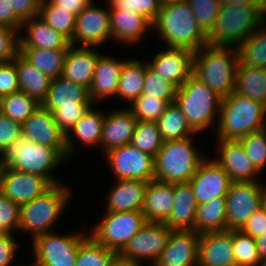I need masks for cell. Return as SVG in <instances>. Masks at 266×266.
<instances>
[{
	"label": "cell",
	"instance_id": "obj_1",
	"mask_svg": "<svg viewBox=\"0 0 266 266\" xmlns=\"http://www.w3.org/2000/svg\"><path fill=\"white\" fill-rule=\"evenodd\" d=\"M152 32L167 48H185L197 52L207 44V33L197 22L189 3H164L152 22Z\"/></svg>",
	"mask_w": 266,
	"mask_h": 266
},
{
	"label": "cell",
	"instance_id": "obj_2",
	"mask_svg": "<svg viewBox=\"0 0 266 266\" xmlns=\"http://www.w3.org/2000/svg\"><path fill=\"white\" fill-rule=\"evenodd\" d=\"M266 128V106L233 91L222 98L215 140H239Z\"/></svg>",
	"mask_w": 266,
	"mask_h": 266
},
{
	"label": "cell",
	"instance_id": "obj_3",
	"mask_svg": "<svg viewBox=\"0 0 266 266\" xmlns=\"http://www.w3.org/2000/svg\"><path fill=\"white\" fill-rule=\"evenodd\" d=\"M262 6L263 4L221 5L215 22L207 33V44L237 47L266 21Z\"/></svg>",
	"mask_w": 266,
	"mask_h": 266
},
{
	"label": "cell",
	"instance_id": "obj_4",
	"mask_svg": "<svg viewBox=\"0 0 266 266\" xmlns=\"http://www.w3.org/2000/svg\"><path fill=\"white\" fill-rule=\"evenodd\" d=\"M67 184L53 185L47 192L20 206L19 233H27L31 241L41 234L54 232L65 208L73 198Z\"/></svg>",
	"mask_w": 266,
	"mask_h": 266
},
{
	"label": "cell",
	"instance_id": "obj_5",
	"mask_svg": "<svg viewBox=\"0 0 266 266\" xmlns=\"http://www.w3.org/2000/svg\"><path fill=\"white\" fill-rule=\"evenodd\" d=\"M65 161L67 160L55 148L34 143L23 135L0 154V163L3 167L45 177L53 185L62 184L55 173Z\"/></svg>",
	"mask_w": 266,
	"mask_h": 266
},
{
	"label": "cell",
	"instance_id": "obj_6",
	"mask_svg": "<svg viewBox=\"0 0 266 266\" xmlns=\"http://www.w3.org/2000/svg\"><path fill=\"white\" fill-rule=\"evenodd\" d=\"M221 102L222 97L193 74L176 89L174 97V104L197 134L217 127Z\"/></svg>",
	"mask_w": 266,
	"mask_h": 266
},
{
	"label": "cell",
	"instance_id": "obj_7",
	"mask_svg": "<svg viewBox=\"0 0 266 266\" xmlns=\"http://www.w3.org/2000/svg\"><path fill=\"white\" fill-rule=\"evenodd\" d=\"M238 63L236 47L206 45L194 52L192 74L224 98L235 89Z\"/></svg>",
	"mask_w": 266,
	"mask_h": 266
},
{
	"label": "cell",
	"instance_id": "obj_8",
	"mask_svg": "<svg viewBox=\"0 0 266 266\" xmlns=\"http://www.w3.org/2000/svg\"><path fill=\"white\" fill-rule=\"evenodd\" d=\"M194 138L163 142L154 157V179L168 183L188 182L191 179L200 163L208 157L200 147L196 148Z\"/></svg>",
	"mask_w": 266,
	"mask_h": 266
},
{
	"label": "cell",
	"instance_id": "obj_9",
	"mask_svg": "<svg viewBox=\"0 0 266 266\" xmlns=\"http://www.w3.org/2000/svg\"><path fill=\"white\" fill-rule=\"evenodd\" d=\"M62 234L54 231L36 236L32 240L34 258L30 264L33 266H75L78 248L89 236V232L80 229L76 232L67 231Z\"/></svg>",
	"mask_w": 266,
	"mask_h": 266
},
{
	"label": "cell",
	"instance_id": "obj_10",
	"mask_svg": "<svg viewBox=\"0 0 266 266\" xmlns=\"http://www.w3.org/2000/svg\"><path fill=\"white\" fill-rule=\"evenodd\" d=\"M102 215L96 224L87 227L89 235L117 254L147 222L142 211L104 212Z\"/></svg>",
	"mask_w": 266,
	"mask_h": 266
},
{
	"label": "cell",
	"instance_id": "obj_11",
	"mask_svg": "<svg viewBox=\"0 0 266 266\" xmlns=\"http://www.w3.org/2000/svg\"><path fill=\"white\" fill-rule=\"evenodd\" d=\"M171 231L164 223L146 222L118 257L136 266H144L146 262L145 266L154 265L164 250Z\"/></svg>",
	"mask_w": 266,
	"mask_h": 266
},
{
	"label": "cell",
	"instance_id": "obj_12",
	"mask_svg": "<svg viewBox=\"0 0 266 266\" xmlns=\"http://www.w3.org/2000/svg\"><path fill=\"white\" fill-rule=\"evenodd\" d=\"M102 157L115 180L150 182L154 179V157L131 143L111 149Z\"/></svg>",
	"mask_w": 266,
	"mask_h": 266
},
{
	"label": "cell",
	"instance_id": "obj_13",
	"mask_svg": "<svg viewBox=\"0 0 266 266\" xmlns=\"http://www.w3.org/2000/svg\"><path fill=\"white\" fill-rule=\"evenodd\" d=\"M107 4L105 9L93 3L76 16L71 45L100 48L107 41H112L110 7L108 2Z\"/></svg>",
	"mask_w": 266,
	"mask_h": 266
},
{
	"label": "cell",
	"instance_id": "obj_14",
	"mask_svg": "<svg viewBox=\"0 0 266 266\" xmlns=\"http://www.w3.org/2000/svg\"><path fill=\"white\" fill-rule=\"evenodd\" d=\"M260 207V181L232 182L226 195L227 230H240Z\"/></svg>",
	"mask_w": 266,
	"mask_h": 266
},
{
	"label": "cell",
	"instance_id": "obj_15",
	"mask_svg": "<svg viewBox=\"0 0 266 266\" xmlns=\"http://www.w3.org/2000/svg\"><path fill=\"white\" fill-rule=\"evenodd\" d=\"M188 182L197 205L218 197H226L232 183L229 174L210 156L200 163Z\"/></svg>",
	"mask_w": 266,
	"mask_h": 266
},
{
	"label": "cell",
	"instance_id": "obj_16",
	"mask_svg": "<svg viewBox=\"0 0 266 266\" xmlns=\"http://www.w3.org/2000/svg\"><path fill=\"white\" fill-rule=\"evenodd\" d=\"M53 184L45 177L3 167L0 191L13 202L28 203L47 192Z\"/></svg>",
	"mask_w": 266,
	"mask_h": 266
},
{
	"label": "cell",
	"instance_id": "obj_17",
	"mask_svg": "<svg viewBox=\"0 0 266 266\" xmlns=\"http://www.w3.org/2000/svg\"><path fill=\"white\" fill-rule=\"evenodd\" d=\"M22 135L34 143L55 148L66 160V134L60 129L53 112L40 105L34 113L22 123Z\"/></svg>",
	"mask_w": 266,
	"mask_h": 266
},
{
	"label": "cell",
	"instance_id": "obj_18",
	"mask_svg": "<svg viewBox=\"0 0 266 266\" xmlns=\"http://www.w3.org/2000/svg\"><path fill=\"white\" fill-rule=\"evenodd\" d=\"M164 48L146 61L154 72L179 88L192 75L194 52L185 48Z\"/></svg>",
	"mask_w": 266,
	"mask_h": 266
},
{
	"label": "cell",
	"instance_id": "obj_19",
	"mask_svg": "<svg viewBox=\"0 0 266 266\" xmlns=\"http://www.w3.org/2000/svg\"><path fill=\"white\" fill-rule=\"evenodd\" d=\"M213 157L229 174L232 182L260 181L261 174L253 165L239 140H216Z\"/></svg>",
	"mask_w": 266,
	"mask_h": 266
},
{
	"label": "cell",
	"instance_id": "obj_20",
	"mask_svg": "<svg viewBox=\"0 0 266 266\" xmlns=\"http://www.w3.org/2000/svg\"><path fill=\"white\" fill-rule=\"evenodd\" d=\"M199 239L195 230H172L154 266H197Z\"/></svg>",
	"mask_w": 266,
	"mask_h": 266
},
{
	"label": "cell",
	"instance_id": "obj_21",
	"mask_svg": "<svg viewBox=\"0 0 266 266\" xmlns=\"http://www.w3.org/2000/svg\"><path fill=\"white\" fill-rule=\"evenodd\" d=\"M113 109L106 112L103 123L99 147L103 155L111 149L130 144L138 121L128 107Z\"/></svg>",
	"mask_w": 266,
	"mask_h": 266
},
{
	"label": "cell",
	"instance_id": "obj_22",
	"mask_svg": "<svg viewBox=\"0 0 266 266\" xmlns=\"http://www.w3.org/2000/svg\"><path fill=\"white\" fill-rule=\"evenodd\" d=\"M197 266H236L232 230L200 233Z\"/></svg>",
	"mask_w": 266,
	"mask_h": 266
},
{
	"label": "cell",
	"instance_id": "obj_23",
	"mask_svg": "<svg viewBox=\"0 0 266 266\" xmlns=\"http://www.w3.org/2000/svg\"><path fill=\"white\" fill-rule=\"evenodd\" d=\"M128 58L119 59L101 54L95 65V73L89 88V96L94 104L108 98H116L120 73Z\"/></svg>",
	"mask_w": 266,
	"mask_h": 266
},
{
	"label": "cell",
	"instance_id": "obj_24",
	"mask_svg": "<svg viewBox=\"0 0 266 266\" xmlns=\"http://www.w3.org/2000/svg\"><path fill=\"white\" fill-rule=\"evenodd\" d=\"M95 105L93 104L66 134V150L69 159L76 154L77 149L75 147L77 144L88 149L89 147L94 149V146H100L106 111L96 110Z\"/></svg>",
	"mask_w": 266,
	"mask_h": 266
},
{
	"label": "cell",
	"instance_id": "obj_25",
	"mask_svg": "<svg viewBox=\"0 0 266 266\" xmlns=\"http://www.w3.org/2000/svg\"><path fill=\"white\" fill-rule=\"evenodd\" d=\"M112 43L120 45L140 44L145 34L152 30V23L139 13L110 9Z\"/></svg>",
	"mask_w": 266,
	"mask_h": 266
},
{
	"label": "cell",
	"instance_id": "obj_26",
	"mask_svg": "<svg viewBox=\"0 0 266 266\" xmlns=\"http://www.w3.org/2000/svg\"><path fill=\"white\" fill-rule=\"evenodd\" d=\"M97 50L96 47L70 45L65 56L62 77L89 89L94 78L96 62L101 55Z\"/></svg>",
	"mask_w": 266,
	"mask_h": 266
},
{
	"label": "cell",
	"instance_id": "obj_27",
	"mask_svg": "<svg viewBox=\"0 0 266 266\" xmlns=\"http://www.w3.org/2000/svg\"><path fill=\"white\" fill-rule=\"evenodd\" d=\"M93 104L87 87L61 76L51 79L49 91L41 105L54 112L58 107H91Z\"/></svg>",
	"mask_w": 266,
	"mask_h": 266
},
{
	"label": "cell",
	"instance_id": "obj_28",
	"mask_svg": "<svg viewBox=\"0 0 266 266\" xmlns=\"http://www.w3.org/2000/svg\"><path fill=\"white\" fill-rule=\"evenodd\" d=\"M106 195L105 212L141 211L148 182L139 180H114Z\"/></svg>",
	"mask_w": 266,
	"mask_h": 266
},
{
	"label": "cell",
	"instance_id": "obj_29",
	"mask_svg": "<svg viewBox=\"0 0 266 266\" xmlns=\"http://www.w3.org/2000/svg\"><path fill=\"white\" fill-rule=\"evenodd\" d=\"M20 34V48L69 49L70 41L57 32L39 16L24 21ZM26 33V34H25Z\"/></svg>",
	"mask_w": 266,
	"mask_h": 266
},
{
	"label": "cell",
	"instance_id": "obj_30",
	"mask_svg": "<svg viewBox=\"0 0 266 266\" xmlns=\"http://www.w3.org/2000/svg\"><path fill=\"white\" fill-rule=\"evenodd\" d=\"M174 204V183L152 179L145 191L142 212L147 222L164 223Z\"/></svg>",
	"mask_w": 266,
	"mask_h": 266
},
{
	"label": "cell",
	"instance_id": "obj_31",
	"mask_svg": "<svg viewBox=\"0 0 266 266\" xmlns=\"http://www.w3.org/2000/svg\"><path fill=\"white\" fill-rule=\"evenodd\" d=\"M197 202L189 182L174 183V204L164 222L171 230H194Z\"/></svg>",
	"mask_w": 266,
	"mask_h": 266
},
{
	"label": "cell",
	"instance_id": "obj_32",
	"mask_svg": "<svg viewBox=\"0 0 266 266\" xmlns=\"http://www.w3.org/2000/svg\"><path fill=\"white\" fill-rule=\"evenodd\" d=\"M20 91L42 104L49 91L51 79L30 63L21 53L15 58Z\"/></svg>",
	"mask_w": 266,
	"mask_h": 266
},
{
	"label": "cell",
	"instance_id": "obj_33",
	"mask_svg": "<svg viewBox=\"0 0 266 266\" xmlns=\"http://www.w3.org/2000/svg\"><path fill=\"white\" fill-rule=\"evenodd\" d=\"M146 74V61L128 58L122 67L116 97L127 102V107L138 98L143 91Z\"/></svg>",
	"mask_w": 266,
	"mask_h": 266
},
{
	"label": "cell",
	"instance_id": "obj_34",
	"mask_svg": "<svg viewBox=\"0 0 266 266\" xmlns=\"http://www.w3.org/2000/svg\"><path fill=\"white\" fill-rule=\"evenodd\" d=\"M234 91L266 106V68L238 64Z\"/></svg>",
	"mask_w": 266,
	"mask_h": 266
},
{
	"label": "cell",
	"instance_id": "obj_35",
	"mask_svg": "<svg viewBox=\"0 0 266 266\" xmlns=\"http://www.w3.org/2000/svg\"><path fill=\"white\" fill-rule=\"evenodd\" d=\"M194 230L198 233L227 230L226 197L197 205Z\"/></svg>",
	"mask_w": 266,
	"mask_h": 266
},
{
	"label": "cell",
	"instance_id": "obj_36",
	"mask_svg": "<svg viewBox=\"0 0 266 266\" xmlns=\"http://www.w3.org/2000/svg\"><path fill=\"white\" fill-rule=\"evenodd\" d=\"M68 49L20 48V53L50 79L61 77Z\"/></svg>",
	"mask_w": 266,
	"mask_h": 266
},
{
	"label": "cell",
	"instance_id": "obj_37",
	"mask_svg": "<svg viewBox=\"0 0 266 266\" xmlns=\"http://www.w3.org/2000/svg\"><path fill=\"white\" fill-rule=\"evenodd\" d=\"M236 49L238 64L266 68V21Z\"/></svg>",
	"mask_w": 266,
	"mask_h": 266
},
{
	"label": "cell",
	"instance_id": "obj_38",
	"mask_svg": "<svg viewBox=\"0 0 266 266\" xmlns=\"http://www.w3.org/2000/svg\"><path fill=\"white\" fill-rule=\"evenodd\" d=\"M156 122L163 142L197 135L174 102L167 106L164 114Z\"/></svg>",
	"mask_w": 266,
	"mask_h": 266
},
{
	"label": "cell",
	"instance_id": "obj_39",
	"mask_svg": "<svg viewBox=\"0 0 266 266\" xmlns=\"http://www.w3.org/2000/svg\"><path fill=\"white\" fill-rule=\"evenodd\" d=\"M39 17L57 32L72 41L76 16L65 9H60L51 0H42Z\"/></svg>",
	"mask_w": 266,
	"mask_h": 266
},
{
	"label": "cell",
	"instance_id": "obj_40",
	"mask_svg": "<svg viewBox=\"0 0 266 266\" xmlns=\"http://www.w3.org/2000/svg\"><path fill=\"white\" fill-rule=\"evenodd\" d=\"M40 105L34 98L19 90L1 97L0 112L22 124Z\"/></svg>",
	"mask_w": 266,
	"mask_h": 266
},
{
	"label": "cell",
	"instance_id": "obj_41",
	"mask_svg": "<svg viewBox=\"0 0 266 266\" xmlns=\"http://www.w3.org/2000/svg\"><path fill=\"white\" fill-rule=\"evenodd\" d=\"M117 257L116 252L97 243L89 235L78 248L75 266H110Z\"/></svg>",
	"mask_w": 266,
	"mask_h": 266
},
{
	"label": "cell",
	"instance_id": "obj_42",
	"mask_svg": "<svg viewBox=\"0 0 266 266\" xmlns=\"http://www.w3.org/2000/svg\"><path fill=\"white\" fill-rule=\"evenodd\" d=\"M131 144L155 157L163 144L157 122L137 121Z\"/></svg>",
	"mask_w": 266,
	"mask_h": 266
},
{
	"label": "cell",
	"instance_id": "obj_43",
	"mask_svg": "<svg viewBox=\"0 0 266 266\" xmlns=\"http://www.w3.org/2000/svg\"><path fill=\"white\" fill-rule=\"evenodd\" d=\"M232 244L236 266H262L257 243L252 236L241 230H232Z\"/></svg>",
	"mask_w": 266,
	"mask_h": 266
},
{
	"label": "cell",
	"instance_id": "obj_44",
	"mask_svg": "<svg viewBox=\"0 0 266 266\" xmlns=\"http://www.w3.org/2000/svg\"><path fill=\"white\" fill-rule=\"evenodd\" d=\"M169 103L156 97L141 94L128 108L138 121H157L165 112Z\"/></svg>",
	"mask_w": 266,
	"mask_h": 266
},
{
	"label": "cell",
	"instance_id": "obj_45",
	"mask_svg": "<svg viewBox=\"0 0 266 266\" xmlns=\"http://www.w3.org/2000/svg\"><path fill=\"white\" fill-rule=\"evenodd\" d=\"M176 87L154 72L146 61V74L142 94L147 97H156L169 104L174 102Z\"/></svg>",
	"mask_w": 266,
	"mask_h": 266
},
{
	"label": "cell",
	"instance_id": "obj_46",
	"mask_svg": "<svg viewBox=\"0 0 266 266\" xmlns=\"http://www.w3.org/2000/svg\"><path fill=\"white\" fill-rule=\"evenodd\" d=\"M255 168L261 173L266 169V128L239 139Z\"/></svg>",
	"mask_w": 266,
	"mask_h": 266
},
{
	"label": "cell",
	"instance_id": "obj_47",
	"mask_svg": "<svg viewBox=\"0 0 266 266\" xmlns=\"http://www.w3.org/2000/svg\"><path fill=\"white\" fill-rule=\"evenodd\" d=\"M110 9L139 13L145 16L151 23L157 17L162 3L160 0H106Z\"/></svg>",
	"mask_w": 266,
	"mask_h": 266
},
{
	"label": "cell",
	"instance_id": "obj_48",
	"mask_svg": "<svg viewBox=\"0 0 266 266\" xmlns=\"http://www.w3.org/2000/svg\"><path fill=\"white\" fill-rule=\"evenodd\" d=\"M201 28L208 33L220 9L219 0H186Z\"/></svg>",
	"mask_w": 266,
	"mask_h": 266
},
{
	"label": "cell",
	"instance_id": "obj_49",
	"mask_svg": "<svg viewBox=\"0 0 266 266\" xmlns=\"http://www.w3.org/2000/svg\"><path fill=\"white\" fill-rule=\"evenodd\" d=\"M20 30L0 26V62L14 60L20 53Z\"/></svg>",
	"mask_w": 266,
	"mask_h": 266
},
{
	"label": "cell",
	"instance_id": "obj_50",
	"mask_svg": "<svg viewBox=\"0 0 266 266\" xmlns=\"http://www.w3.org/2000/svg\"><path fill=\"white\" fill-rule=\"evenodd\" d=\"M20 205L10 200L0 191V226L7 232L18 233Z\"/></svg>",
	"mask_w": 266,
	"mask_h": 266
},
{
	"label": "cell",
	"instance_id": "obj_51",
	"mask_svg": "<svg viewBox=\"0 0 266 266\" xmlns=\"http://www.w3.org/2000/svg\"><path fill=\"white\" fill-rule=\"evenodd\" d=\"M90 107H58L53 117L60 129L67 134Z\"/></svg>",
	"mask_w": 266,
	"mask_h": 266
},
{
	"label": "cell",
	"instance_id": "obj_52",
	"mask_svg": "<svg viewBox=\"0 0 266 266\" xmlns=\"http://www.w3.org/2000/svg\"><path fill=\"white\" fill-rule=\"evenodd\" d=\"M19 90L15 59L9 62H0V97Z\"/></svg>",
	"mask_w": 266,
	"mask_h": 266
},
{
	"label": "cell",
	"instance_id": "obj_53",
	"mask_svg": "<svg viewBox=\"0 0 266 266\" xmlns=\"http://www.w3.org/2000/svg\"><path fill=\"white\" fill-rule=\"evenodd\" d=\"M22 135V124L0 112V154Z\"/></svg>",
	"mask_w": 266,
	"mask_h": 266
},
{
	"label": "cell",
	"instance_id": "obj_54",
	"mask_svg": "<svg viewBox=\"0 0 266 266\" xmlns=\"http://www.w3.org/2000/svg\"><path fill=\"white\" fill-rule=\"evenodd\" d=\"M17 240L16 235L11 233L0 236V266H21L17 263L13 265L17 256L16 252L19 250L18 248L23 246Z\"/></svg>",
	"mask_w": 266,
	"mask_h": 266
},
{
	"label": "cell",
	"instance_id": "obj_55",
	"mask_svg": "<svg viewBox=\"0 0 266 266\" xmlns=\"http://www.w3.org/2000/svg\"><path fill=\"white\" fill-rule=\"evenodd\" d=\"M16 15L24 22L32 17L39 16L42 0H9Z\"/></svg>",
	"mask_w": 266,
	"mask_h": 266
},
{
	"label": "cell",
	"instance_id": "obj_56",
	"mask_svg": "<svg viewBox=\"0 0 266 266\" xmlns=\"http://www.w3.org/2000/svg\"><path fill=\"white\" fill-rule=\"evenodd\" d=\"M240 230L254 239L261 236L266 232V211L260 207Z\"/></svg>",
	"mask_w": 266,
	"mask_h": 266
},
{
	"label": "cell",
	"instance_id": "obj_57",
	"mask_svg": "<svg viewBox=\"0 0 266 266\" xmlns=\"http://www.w3.org/2000/svg\"><path fill=\"white\" fill-rule=\"evenodd\" d=\"M23 21L16 15L9 0H0V26L13 27L20 30Z\"/></svg>",
	"mask_w": 266,
	"mask_h": 266
},
{
	"label": "cell",
	"instance_id": "obj_58",
	"mask_svg": "<svg viewBox=\"0 0 266 266\" xmlns=\"http://www.w3.org/2000/svg\"><path fill=\"white\" fill-rule=\"evenodd\" d=\"M60 9L68 10L77 16L86 6L94 3L93 0H51Z\"/></svg>",
	"mask_w": 266,
	"mask_h": 266
},
{
	"label": "cell",
	"instance_id": "obj_59",
	"mask_svg": "<svg viewBox=\"0 0 266 266\" xmlns=\"http://www.w3.org/2000/svg\"><path fill=\"white\" fill-rule=\"evenodd\" d=\"M255 240L257 243L260 259L264 263L266 261V232L262 233L261 236L255 238Z\"/></svg>",
	"mask_w": 266,
	"mask_h": 266
},
{
	"label": "cell",
	"instance_id": "obj_60",
	"mask_svg": "<svg viewBox=\"0 0 266 266\" xmlns=\"http://www.w3.org/2000/svg\"><path fill=\"white\" fill-rule=\"evenodd\" d=\"M221 5L227 4H263V0H219Z\"/></svg>",
	"mask_w": 266,
	"mask_h": 266
},
{
	"label": "cell",
	"instance_id": "obj_61",
	"mask_svg": "<svg viewBox=\"0 0 266 266\" xmlns=\"http://www.w3.org/2000/svg\"><path fill=\"white\" fill-rule=\"evenodd\" d=\"M260 187H261V208L266 211V183L262 182V180H260Z\"/></svg>",
	"mask_w": 266,
	"mask_h": 266
},
{
	"label": "cell",
	"instance_id": "obj_62",
	"mask_svg": "<svg viewBox=\"0 0 266 266\" xmlns=\"http://www.w3.org/2000/svg\"><path fill=\"white\" fill-rule=\"evenodd\" d=\"M110 266H136L131 263H128L127 261L121 260L119 257H117Z\"/></svg>",
	"mask_w": 266,
	"mask_h": 266
},
{
	"label": "cell",
	"instance_id": "obj_63",
	"mask_svg": "<svg viewBox=\"0 0 266 266\" xmlns=\"http://www.w3.org/2000/svg\"><path fill=\"white\" fill-rule=\"evenodd\" d=\"M262 12H263V15L266 18V0H263Z\"/></svg>",
	"mask_w": 266,
	"mask_h": 266
},
{
	"label": "cell",
	"instance_id": "obj_64",
	"mask_svg": "<svg viewBox=\"0 0 266 266\" xmlns=\"http://www.w3.org/2000/svg\"><path fill=\"white\" fill-rule=\"evenodd\" d=\"M162 4L170 3V2H177V1H185V0H160Z\"/></svg>",
	"mask_w": 266,
	"mask_h": 266
},
{
	"label": "cell",
	"instance_id": "obj_65",
	"mask_svg": "<svg viewBox=\"0 0 266 266\" xmlns=\"http://www.w3.org/2000/svg\"><path fill=\"white\" fill-rule=\"evenodd\" d=\"M7 232L0 226V236L6 234Z\"/></svg>",
	"mask_w": 266,
	"mask_h": 266
},
{
	"label": "cell",
	"instance_id": "obj_66",
	"mask_svg": "<svg viewBox=\"0 0 266 266\" xmlns=\"http://www.w3.org/2000/svg\"><path fill=\"white\" fill-rule=\"evenodd\" d=\"M2 169H3V166H2V164L0 163V183H1V173H2Z\"/></svg>",
	"mask_w": 266,
	"mask_h": 266
},
{
	"label": "cell",
	"instance_id": "obj_67",
	"mask_svg": "<svg viewBox=\"0 0 266 266\" xmlns=\"http://www.w3.org/2000/svg\"><path fill=\"white\" fill-rule=\"evenodd\" d=\"M22 266H33V265H31L30 263L28 264V263H26V265H22Z\"/></svg>",
	"mask_w": 266,
	"mask_h": 266
}]
</instances>
